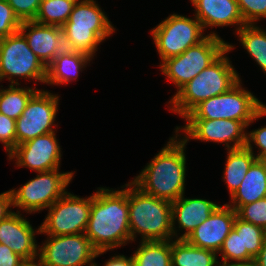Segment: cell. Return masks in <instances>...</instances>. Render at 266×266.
<instances>
[{"label":"cell","mask_w":266,"mask_h":266,"mask_svg":"<svg viewBox=\"0 0 266 266\" xmlns=\"http://www.w3.org/2000/svg\"><path fill=\"white\" fill-rule=\"evenodd\" d=\"M122 190L98 188L92 195V205L85 231L94 248L113 250L131 241L128 213V184Z\"/></svg>","instance_id":"6da1fadb"},{"label":"cell","mask_w":266,"mask_h":266,"mask_svg":"<svg viewBox=\"0 0 266 266\" xmlns=\"http://www.w3.org/2000/svg\"><path fill=\"white\" fill-rule=\"evenodd\" d=\"M169 139L165 147L151 159L150 163L134 178L132 183L145 194L169 202L179 199L185 191L187 142L178 135Z\"/></svg>","instance_id":"7a4b0ae2"},{"label":"cell","mask_w":266,"mask_h":266,"mask_svg":"<svg viewBox=\"0 0 266 266\" xmlns=\"http://www.w3.org/2000/svg\"><path fill=\"white\" fill-rule=\"evenodd\" d=\"M233 48V45L227 43V50L216 61L173 95L169 101L171 105L169 109L184 118L202 101L223 94L232 88L240 77L225 54Z\"/></svg>","instance_id":"3957f363"},{"label":"cell","mask_w":266,"mask_h":266,"mask_svg":"<svg viewBox=\"0 0 266 266\" xmlns=\"http://www.w3.org/2000/svg\"><path fill=\"white\" fill-rule=\"evenodd\" d=\"M128 213L131 241L172 240V202L145 194L128 183Z\"/></svg>","instance_id":"277c9868"},{"label":"cell","mask_w":266,"mask_h":266,"mask_svg":"<svg viewBox=\"0 0 266 266\" xmlns=\"http://www.w3.org/2000/svg\"><path fill=\"white\" fill-rule=\"evenodd\" d=\"M69 50L93 59L98 45L115 31L107 15L94 0H78L61 27Z\"/></svg>","instance_id":"5b68a950"},{"label":"cell","mask_w":266,"mask_h":266,"mask_svg":"<svg viewBox=\"0 0 266 266\" xmlns=\"http://www.w3.org/2000/svg\"><path fill=\"white\" fill-rule=\"evenodd\" d=\"M264 115L266 105L243 89L239 80L223 94L202 101L184 119H230L241 121L248 127Z\"/></svg>","instance_id":"8992f818"},{"label":"cell","mask_w":266,"mask_h":266,"mask_svg":"<svg viewBox=\"0 0 266 266\" xmlns=\"http://www.w3.org/2000/svg\"><path fill=\"white\" fill-rule=\"evenodd\" d=\"M226 50L227 42L213 32L182 54L164 60L159 67L161 72L179 90L202 70L209 67Z\"/></svg>","instance_id":"52a82bcc"},{"label":"cell","mask_w":266,"mask_h":266,"mask_svg":"<svg viewBox=\"0 0 266 266\" xmlns=\"http://www.w3.org/2000/svg\"><path fill=\"white\" fill-rule=\"evenodd\" d=\"M46 72L47 67L33 53L20 31L0 39V81L5 77L11 85H20L17 78L20 77L45 83Z\"/></svg>","instance_id":"ba28073f"},{"label":"cell","mask_w":266,"mask_h":266,"mask_svg":"<svg viewBox=\"0 0 266 266\" xmlns=\"http://www.w3.org/2000/svg\"><path fill=\"white\" fill-rule=\"evenodd\" d=\"M54 169L46 172H38L36 178L31 179L19 189H12L13 207H19L27 213H35L49 208L66 191L70 184L73 172H58Z\"/></svg>","instance_id":"9c48e42d"},{"label":"cell","mask_w":266,"mask_h":266,"mask_svg":"<svg viewBox=\"0 0 266 266\" xmlns=\"http://www.w3.org/2000/svg\"><path fill=\"white\" fill-rule=\"evenodd\" d=\"M203 31L201 22L195 16L193 20L183 15L172 14L153 28L151 33L163 62L203 41L207 37Z\"/></svg>","instance_id":"30bf717a"},{"label":"cell","mask_w":266,"mask_h":266,"mask_svg":"<svg viewBox=\"0 0 266 266\" xmlns=\"http://www.w3.org/2000/svg\"><path fill=\"white\" fill-rule=\"evenodd\" d=\"M49 237L39 248L40 266H92L96 257L106 253L97 251L85 233Z\"/></svg>","instance_id":"8fae6325"},{"label":"cell","mask_w":266,"mask_h":266,"mask_svg":"<svg viewBox=\"0 0 266 266\" xmlns=\"http://www.w3.org/2000/svg\"><path fill=\"white\" fill-rule=\"evenodd\" d=\"M91 205L92 195L81 198L67 191L49 207L40 226L41 234L61 236L85 233Z\"/></svg>","instance_id":"7c38bea8"},{"label":"cell","mask_w":266,"mask_h":266,"mask_svg":"<svg viewBox=\"0 0 266 266\" xmlns=\"http://www.w3.org/2000/svg\"><path fill=\"white\" fill-rule=\"evenodd\" d=\"M59 96L38 90L16 120L17 145L54 131Z\"/></svg>","instance_id":"4fadbf2b"},{"label":"cell","mask_w":266,"mask_h":266,"mask_svg":"<svg viewBox=\"0 0 266 266\" xmlns=\"http://www.w3.org/2000/svg\"><path fill=\"white\" fill-rule=\"evenodd\" d=\"M183 126L184 141L189 139L225 143L227 150L246 147L247 126L241 122L230 119H185ZM233 142L232 146L230 145Z\"/></svg>","instance_id":"5bb4252c"},{"label":"cell","mask_w":266,"mask_h":266,"mask_svg":"<svg viewBox=\"0 0 266 266\" xmlns=\"http://www.w3.org/2000/svg\"><path fill=\"white\" fill-rule=\"evenodd\" d=\"M55 131L37 136L30 141L18 144L8 155L16 158L18 167H27L36 172L59 169L61 148L56 139Z\"/></svg>","instance_id":"9a60e30c"},{"label":"cell","mask_w":266,"mask_h":266,"mask_svg":"<svg viewBox=\"0 0 266 266\" xmlns=\"http://www.w3.org/2000/svg\"><path fill=\"white\" fill-rule=\"evenodd\" d=\"M236 216L237 212L232 207L219 205L185 240L195 247L219 254L224 239L233 229Z\"/></svg>","instance_id":"2e32d148"},{"label":"cell","mask_w":266,"mask_h":266,"mask_svg":"<svg viewBox=\"0 0 266 266\" xmlns=\"http://www.w3.org/2000/svg\"><path fill=\"white\" fill-rule=\"evenodd\" d=\"M21 215L17 210L0 221V243L11 248L27 263H32L39 255L35 233H41L40 227L38 230L33 229L30 222Z\"/></svg>","instance_id":"e0dca14e"},{"label":"cell","mask_w":266,"mask_h":266,"mask_svg":"<svg viewBox=\"0 0 266 266\" xmlns=\"http://www.w3.org/2000/svg\"><path fill=\"white\" fill-rule=\"evenodd\" d=\"M19 31L26 38L30 49L46 67L58 54L68 49L60 26L24 21L21 22Z\"/></svg>","instance_id":"ac0fdd59"},{"label":"cell","mask_w":266,"mask_h":266,"mask_svg":"<svg viewBox=\"0 0 266 266\" xmlns=\"http://www.w3.org/2000/svg\"><path fill=\"white\" fill-rule=\"evenodd\" d=\"M218 206L207 199L184 198L183 194L179 199L172 201V235L175 234L176 239H186ZM175 221L178 222L179 230H185L180 237L177 235Z\"/></svg>","instance_id":"d6986e66"},{"label":"cell","mask_w":266,"mask_h":266,"mask_svg":"<svg viewBox=\"0 0 266 266\" xmlns=\"http://www.w3.org/2000/svg\"><path fill=\"white\" fill-rule=\"evenodd\" d=\"M196 9L195 17L206 27L245 25L237 0H191ZM239 25V26H238Z\"/></svg>","instance_id":"ffe728a7"},{"label":"cell","mask_w":266,"mask_h":266,"mask_svg":"<svg viewBox=\"0 0 266 266\" xmlns=\"http://www.w3.org/2000/svg\"><path fill=\"white\" fill-rule=\"evenodd\" d=\"M263 198H266V164L263 160L256 159L239 188L231 195V203L227 205L237 211L242 205Z\"/></svg>","instance_id":"44dd1931"},{"label":"cell","mask_w":266,"mask_h":266,"mask_svg":"<svg viewBox=\"0 0 266 266\" xmlns=\"http://www.w3.org/2000/svg\"><path fill=\"white\" fill-rule=\"evenodd\" d=\"M91 60L92 58L84 53L67 49L58 54L47 66L45 83L61 85L76 80L79 71H82L81 69Z\"/></svg>","instance_id":"7402d4cb"},{"label":"cell","mask_w":266,"mask_h":266,"mask_svg":"<svg viewBox=\"0 0 266 266\" xmlns=\"http://www.w3.org/2000/svg\"><path fill=\"white\" fill-rule=\"evenodd\" d=\"M172 266H220L217 253L195 247L185 239L171 240Z\"/></svg>","instance_id":"603a6c76"},{"label":"cell","mask_w":266,"mask_h":266,"mask_svg":"<svg viewBox=\"0 0 266 266\" xmlns=\"http://www.w3.org/2000/svg\"><path fill=\"white\" fill-rule=\"evenodd\" d=\"M252 149H229L224 170V180L231 195L239 188L252 163L256 160Z\"/></svg>","instance_id":"cb8c5ba5"},{"label":"cell","mask_w":266,"mask_h":266,"mask_svg":"<svg viewBox=\"0 0 266 266\" xmlns=\"http://www.w3.org/2000/svg\"><path fill=\"white\" fill-rule=\"evenodd\" d=\"M170 241H141L132 255L134 266H172Z\"/></svg>","instance_id":"d4e9b609"},{"label":"cell","mask_w":266,"mask_h":266,"mask_svg":"<svg viewBox=\"0 0 266 266\" xmlns=\"http://www.w3.org/2000/svg\"><path fill=\"white\" fill-rule=\"evenodd\" d=\"M233 229L240 234L242 262L253 260L262 248L266 231L250 222L235 218Z\"/></svg>","instance_id":"484cf974"},{"label":"cell","mask_w":266,"mask_h":266,"mask_svg":"<svg viewBox=\"0 0 266 266\" xmlns=\"http://www.w3.org/2000/svg\"><path fill=\"white\" fill-rule=\"evenodd\" d=\"M18 87L10 84L8 89H0V113L14 120L20 117L30 98L38 91L32 87Z\"/></svg>","instance_id":"4316f807"},{"label":"cell","mask_w":266,"mask_h":266,"mask_svg":"<svg viewBox=\"0 0 266 266\" xmlns=\"http://www.w3.org/2000/svg\"><path fill=\"white\" fill-rule=\"evenodd\" d=\"M236 34L243 47L266 73V31L254 24H245Z\"/></svg>","instance_id":"83f0119b"},{"label":"cell","mask_w":266,"mask_h":266,"mask_svg":"<svg viewBox=\"0 0 266 266\" xmlns=\"http://www.w3.org/2000/svg\"><path fill=\"white\" fill-rule=\"evenodd\" d=\"M78 0H42L34 22L62 27Z\"/></svg>","instance_id":"f1b7e54d"},{"label":"cell","mask_w":266,"mask_h":266,"mask_svg":"<svg viewBox=\"0 0 266 266\" xmlns=\"http://www.w3.org/2000/svg\"><path fill=\"white\" fill-rule=\"evenodd\" d=\"M236 212L241 220L250 222L266 231V198L242 205Z\"/></svg>","instance_id":"f546056e"},{"label":"cell","mask_w":266,"mask_h":266,"mask_svg":"<svg viewBox=\"0 0 266 266\" xmlns=\"http://www.w3.org/2000/svg\"><path fill=\"white\" fill-rule=\"evenodd\" d=\"M237 3L245 24L266 18V0H237Z\"/></svg>","instance_id":"4dcf8cb0"},{"label":"cell","mask_w":266,"mask_h":266,"mask_svg":"<svg viewBox=\"0 0 266 266\" xmlns=\"http://www.w3.org/2000/svg\"><path fill=\"white\" fill-rule=\"evenodd\" d=\"M21 22L7 0H0V39L19 31Z\"/></svg>","instance_id":"1f68e13d"},{"label":"cell","mask_w":266,"mask_h":266,"mask_svg":"<svg viewBox=\"0 0 266 266\" xmlns=\"http://www.w3.org/2000/svg\"><path fill=\"white\" fill-rule=\"evenodd\" d=\"M20 22L34 21L42 0H7Z\"/></svg>","instance_id":"d6a6232c"},{"label":"cell","mask_w":266,"mask_h":266,"mask_svg":"<svg viewBox=\"0 0 266 266\" xmlns=\"http://www.w3.org/2000/svg\"><path fill=\"white\" fill-rule=\"evenodd\" d=\"M219 252L222 254L223 263L232 261L242 262L240 234L232 229L229 235L224 239Z\"/></svg>","instance_id":"836d02e7"},{"label":"cell","mask_w":266,"mask_h":266,"mask_svg":"<svg viewBox=\"0 0 266 266\" xmlns=\"http://www.w3.org/2000/svg\"><path fill=\"white\" fill-rule=\"evenodd\" d=\"M0 142L8 154L17 146L16 120L0 113Z\"/></svg>","instance_id":"e575fe53"},{"label":"cell","mask_w":266,"mask_h":266,"mask_svg":"<svg viewBox=\"0 0 266 266\" xmlns=\"http://www.w3.org/2000/svg\"><path fill=\"white\" fill-rule=\"evenodd\" d=\"M254 142L255 145L259 148V154L256 155V158L263 160L266 158V126L258 128L256 130L247 133V142L246 147L248 149H253L251 143Z\"/></svg>","instance_id":"d590c367"},{"label":"cell","mask_w":266,"mask_h":266,"mask_svg":"<svg viewBox=\"0 0 266 266\" xmlns=\"http://www.w3.org/2000/svg\"><path fill=\"white\" fill-rule=\"evenodd\" d=\"M27 262L11 248L0 243V266H24Z\"/></svg>","instance_id":"8d00e7d4"},{"label":"cell","mask_w":266,"mask_h":266,"mask_svg":"<svg viewBox=\"0 0 266 266\" xmlns=\"http://www.w3.org/2000/svg\"><path fill=\"white\" fill-rule=\"evenodd\" d=\"M13 206L11 191H6L0 194V221L6 219L13 212L10 207Z\"/></svg>","instance_id":"74e56055"},{"label":"cell","mask_w":266,"mask_h":266,"mask_svg":"<svg viewBox=\"0 0 266 266\" xmlns=\"http://www.w3.org/2000/svg\"><path fill=\"white\" fill-rule=\"evenodd\" d=\"M95 265L98 266L96 263ZM104 266H134V262L132 256L128 258L124 255H116L106 261Z\"/></svg>","instance_id":"f35d334b"},{"label":"cell","mask_w":266,"mask_h":266,"mask_svg":"<svg viewBox=\"0 0 266 266\" xmlns=\"http://www.w3.org/2000/svg\"><path fill=\"white\" fill-rule=\"evenodd\" d=\"M254 260L258 266H266V235L262 243V248Z\"/></svg>","instance_id":"ab89813d"},{"label":"cell","mask_w":266,"mask_h":266,"mask_svg":"<svg viewBox=\"0 0 266 266\" xmlns=\"http://www.w3.org/2000/svg\"><path fill=\"white\" fill-rule=\"evenodd\" d=\"M220 266H258L255 262V260L246 261V262H226V263H220Z\"/></svg>","instance_id":"60d3db41"},{"label":"cell","mask_w":266,"mask_h":266,"mask_svg":"<svg viewBox=\"0 0 266 266\" xmlns=\"http://www.w3.org/2000/svg\"><path fill=\"white\" fill-rule=\"evenodd\" d=\"M24 266H40L38 262L26 263Z\"/></svg>","instance_id":"b9f144b4"}]
</instances>
